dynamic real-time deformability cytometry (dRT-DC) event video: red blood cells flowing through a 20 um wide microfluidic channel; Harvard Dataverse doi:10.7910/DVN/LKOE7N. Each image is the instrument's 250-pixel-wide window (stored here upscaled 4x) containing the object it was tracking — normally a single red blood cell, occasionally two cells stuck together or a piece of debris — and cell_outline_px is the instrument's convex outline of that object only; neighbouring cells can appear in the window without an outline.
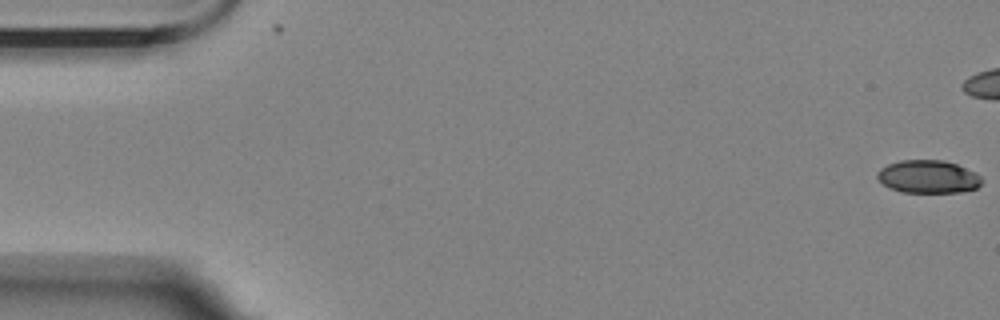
{"species": "Egyptian fruit bat (a non-hibernating species)", "species_latin": "Rousettus aegyptiacus", "temperature_condition": "room temperature", "stored_images_in_passage": 2, "camera_frame_rate_fps": 3000, "um_per_image_px": 0.085, "animal": {"sex": "female"}, "frame": {"image": 1, "passage_image": 2, "time_ms": 1.333, "image_size_px": [1000, 320], "cell_outline_px": [[980, 184], [976, 188], [960, 192], [900, 192], [888, 188], [876, 176], [876, 172], [880, 168], [888, 164], [900, 160], [944, 160], [956, 164], [976, 172], [980, 176]], "centroid_in_image_um": [78.86, 15.01], "position_along_channel_um": 6.1, "area_um2": 20.06}}